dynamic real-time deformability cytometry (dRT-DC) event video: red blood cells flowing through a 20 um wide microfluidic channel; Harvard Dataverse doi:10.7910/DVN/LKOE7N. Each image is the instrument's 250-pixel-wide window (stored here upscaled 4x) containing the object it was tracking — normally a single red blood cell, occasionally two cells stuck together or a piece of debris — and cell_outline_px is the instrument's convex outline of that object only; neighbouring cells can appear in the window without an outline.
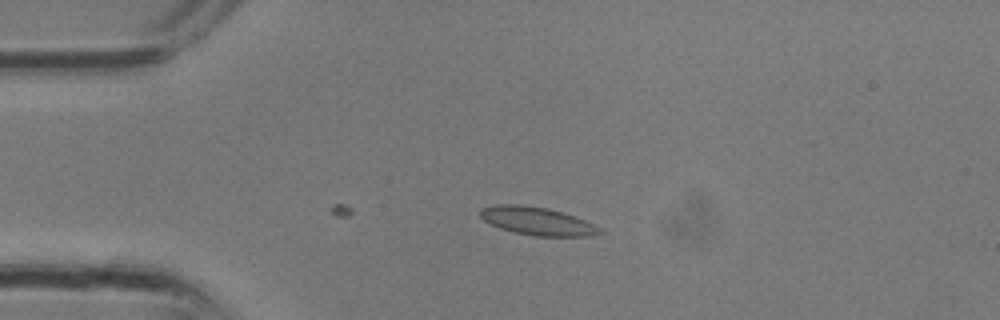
{"species": "common noctule bat (a hibernating species)", "species_latin": "Nyctalus noctula", "temperature_condition": "room temperature", "stored_images_in_passage": 8, "camera_frame_rate_fps": 3000, "um_per_image_px": 0.085, "animal": {"sex": "male", "body_mass_g": 13.3}, "frame": {"image": 1, "passage_image": 8, "time_ms": 2.333, "image_size_px": [1000, 320], "cell_outline_px": [[604, 232], [592, 236], [536, 236], [512, 232], [500, 228], [484, 220], [480, 216], [480, 212], [484, 208], [496, 204], [520, 204], [548, 208], [584, 220], [600, 228]], "centroid_in_image_um": [45.66, 18.8], "position_along_channel_um": 39.3, "area_um2": 19.31}}